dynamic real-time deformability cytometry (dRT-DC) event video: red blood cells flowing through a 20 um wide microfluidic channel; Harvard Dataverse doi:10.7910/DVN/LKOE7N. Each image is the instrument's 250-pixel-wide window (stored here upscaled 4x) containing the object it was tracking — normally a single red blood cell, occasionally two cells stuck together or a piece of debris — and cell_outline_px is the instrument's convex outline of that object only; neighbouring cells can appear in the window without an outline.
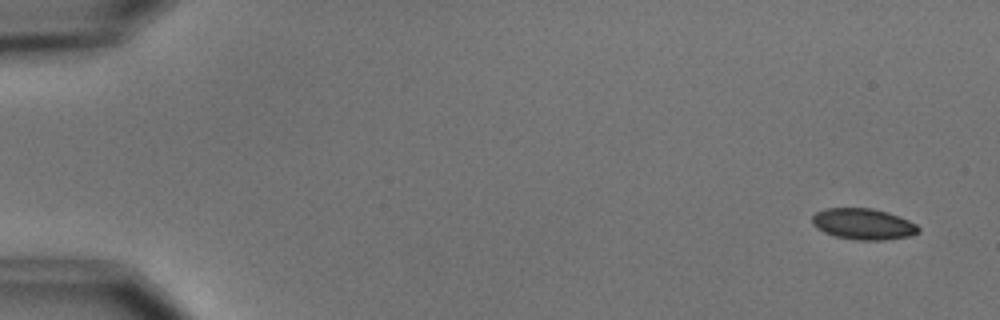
{"species": "common noctule bat (a hibernating species)", "species_latin": "Nyctalus noctula", "temperature_condition": "cold", "stored_images_in_passage": 6, "camera_frame_rate_fps": 3000, "um_per_image_px": 0.085, "animal": {"sex": "male", "body_mass_g": 15.6}, "frame": {"image": 1, "passage_image": 1, "time_ms": 0.0, "image_size_px": [1000, 320], "cell_outline_px": [[920, 232], [908, 236], [884, 240], [856, 240], [836, 236], [824, 232], [816, 228], [812, 224], [812, 216], [816, 212], [824, 208], [872, 208], [888, 212], [908, 220], [916, 224], [920, 228]], "centroid_in_image_um": [73.36, 19.04], "position_along_channel_um": 11.6, "area_um2": 19.31}}
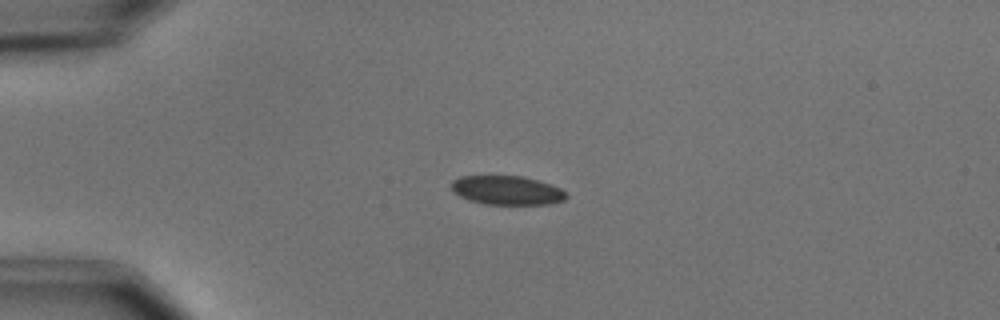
{"frame": {"image": 2, "passage_image": 4, "time_ms": 3.667, "image_size_px": [1000, 320], "cell_outline_px": [[568, 196], [564, 200], [548, 204], [484, 204], [468, 200], [452, 192], [452, 180], [460, 176], [524, 176], [552, 184], [568, 192]], "centroid_in_image_um": [43.11, 16.17], "position_along_channel_um": 41.9, "area_um2": 19.59}}